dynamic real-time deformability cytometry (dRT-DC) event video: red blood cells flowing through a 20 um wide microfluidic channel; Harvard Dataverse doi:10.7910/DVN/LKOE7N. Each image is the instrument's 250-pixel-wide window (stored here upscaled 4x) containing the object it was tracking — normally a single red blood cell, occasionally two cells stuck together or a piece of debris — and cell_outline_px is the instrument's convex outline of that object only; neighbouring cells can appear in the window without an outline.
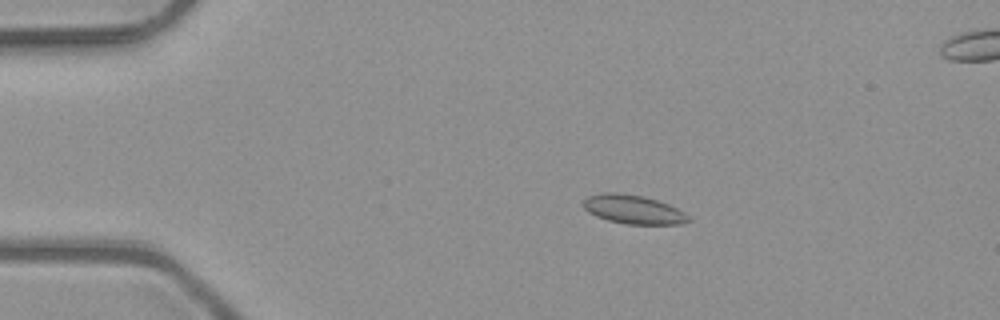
{"species": "common noctule bat (a hibernating species)", "species_latin": "Nyctalus noctula", "temperature_condition": "room temperature", "stored_images_in_passage": 4, "camera_frame_rate_fps": 3000, "um_per_image_px": 0.085, "animal": {"sex": "male", "body_mass_g": 23.1, "forearm_length_mm": 52.7}, "frame": {"image": 1, "passage_image": 2, "time_ms": 0.333, "image_size_px": [1000, 320], "cell_outline_px": [[692, 220], [680, 224], [624, 224], [608, 220], [596, 216], [588, 212], [580, 204], [588, 196], [604, 192], [616, 192], [644, 196], [668, 204], [684, 212]], "centroid_in_image_um": [53.8, 17.8], "position_along_channel_um": 31.2, "area_um2": 17.74}}